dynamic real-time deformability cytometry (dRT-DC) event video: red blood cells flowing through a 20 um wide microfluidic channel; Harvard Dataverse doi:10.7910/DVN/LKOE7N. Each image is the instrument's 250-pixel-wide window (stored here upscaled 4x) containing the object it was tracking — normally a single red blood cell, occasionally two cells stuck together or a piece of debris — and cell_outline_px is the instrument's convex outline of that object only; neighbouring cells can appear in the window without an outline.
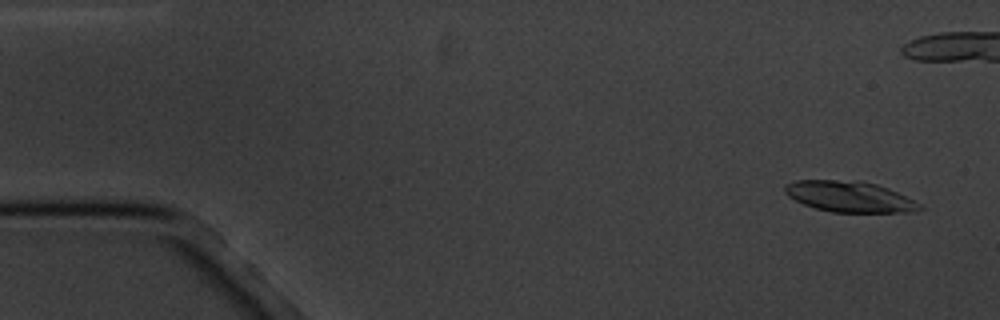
{"species": "common noctule bat (a hibernating species)", "species_latin": "Nyctalus noctula", "temperature_condition": "cold", "stored_images_in_passage": 4, "camera_frame_rate_fps": 3000, "um_per_image_px": 0.085, "animal": {"sex": "male", "body_mass_g": 20.1, "forearm_length_mm": 53.5}, "frame": {"image": 1, "passage_image": 1, "time_ms": 0.0, "image_size_px": [1000, 320], "cell_outline_px": [[924, 208], [916, 212], [832, 212], [816, 208], [804, 204], [788, 196], [784, 192], [784, 184], [796, 180], [856, 180], [876, 184], [888, 188], [920, 204]], "centroid_in_image_um": [72.19, 16.71], "position_along_channel_um": 12.8, "area_um2": 24.16}}